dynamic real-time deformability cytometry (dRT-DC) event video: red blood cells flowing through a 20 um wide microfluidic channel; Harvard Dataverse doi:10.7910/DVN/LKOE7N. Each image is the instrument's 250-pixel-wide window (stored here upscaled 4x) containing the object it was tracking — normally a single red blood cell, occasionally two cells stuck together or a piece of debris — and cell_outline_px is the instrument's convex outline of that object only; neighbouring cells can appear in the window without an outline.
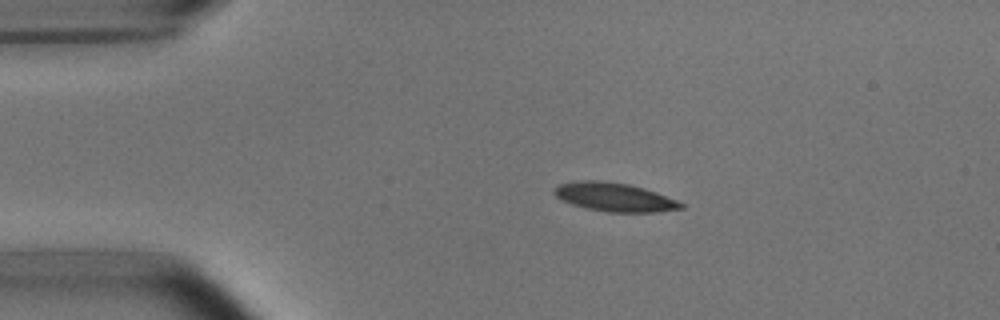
{"species": "common noctule bat (a hibernating species)", "species_latin": "Nyctalus noctula", "temperature_condition": "room temperature", "stored_images_in_passage": 3, "camera_frame_rate_fps": 3000, "um_per_image_px": 0.085, "animal": {"sex": "male", "body_mass_g": 15.6}, "frame": {"image": 1, "passage_image": 2, "time_ms": 0.333, "image_size_px": [1000, 320], "cell_outline_px": [[684, 208], [656, 212], [608, 212], [588, 208], [572, 204], [556, 196], [552, 192], [560, 184], [580, 180], [600, 180], [628, 184], [644, 188], [656, 192], [676, 200], [684, 204]], "centroid_in_image_um": [52.25, 16.75], "position_along_channel_um": 32.8, "area_um2": 20.92}}